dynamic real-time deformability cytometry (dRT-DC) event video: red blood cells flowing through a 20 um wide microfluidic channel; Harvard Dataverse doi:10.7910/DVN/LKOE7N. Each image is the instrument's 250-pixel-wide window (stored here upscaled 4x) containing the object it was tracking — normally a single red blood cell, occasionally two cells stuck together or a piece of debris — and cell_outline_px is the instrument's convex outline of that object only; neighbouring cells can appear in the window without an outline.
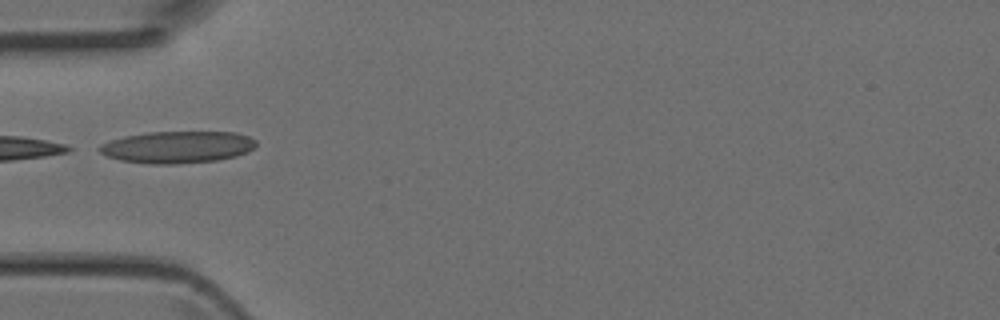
{"species": "Egyptian fruit bat (a non-hibernating species)", "species_latin": "Rousettus aegyptiacus", "temperature_condition": "room temperature", "stored_images_in_passage": 6, "camera_frame_rate_fps": 3000, "um_per_image_px": 0.085, "animal": {"sex": "female"}, "frame": {"image": 1, "passage_image": 4, "time_ms": 1.0, "image_size_px": [1000, 320], "cell_outline_px": [[256, 144], [248, 152], [236, 156], [216, 160], [176, 164], [148, 164], [120, 160], [108, 156], [100, 152], [96, 148], [100, 144], [124, 136], [148, 132], [236, 132], [248, 136], [256, 140]], "centroid_in_image_um": [15.07, 12.5], "position_along_channel_um": 69.9, "area_um2": 29.19}}
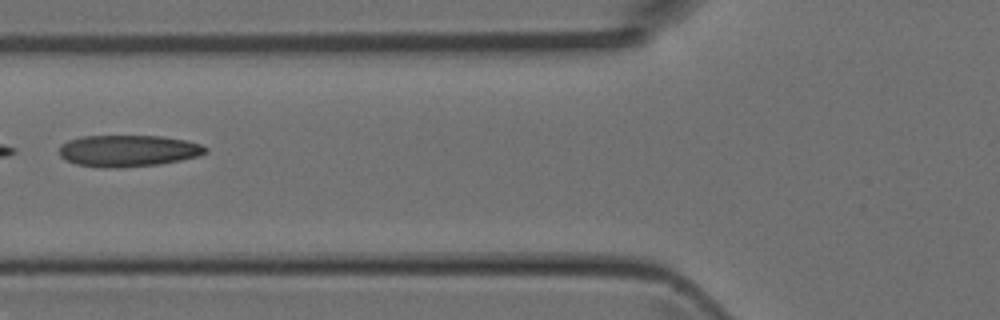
{"frame": {"image": 2, "passage_image": 5, "time_ms": 1.333, "image_size_px": [1000, 320], "cell_outline_px": [[208, 152], [196, 156], [180, 160], [160, 164], [116, 168], [100, 168], [76, 164], [64, 160], [60, 156], [60, 144], [68, 140], [80, 136], [160, 136], [184, 140], [200, 144], [208, 148]], "centroid_in_image_um": [10.84, 12.82], "position_along_channel_um": 115.0, "area_um2": 27.05}}
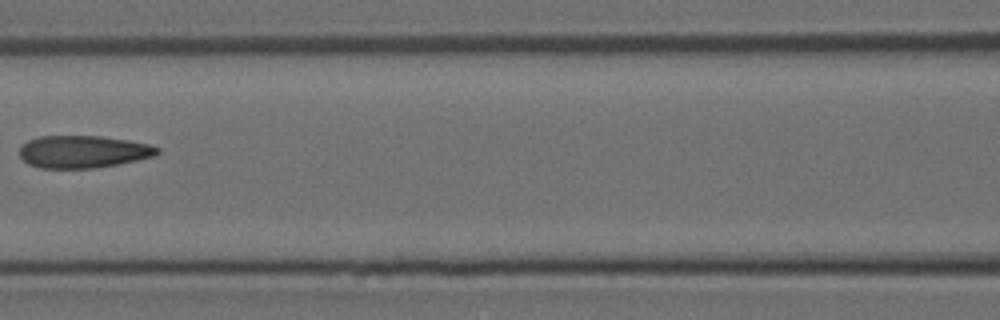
{"frame": {"image": 3, "passage_image": 6, "time_ms": 1.667, "image_size_px": [1000, 320], "cell_outline_px": [[160, 152], [156, 156], [116, 164], [92, 168], [40, 168], [28, 164], [20, 156], [20, 148], [28, 140], [40, 136], [100, 136], [128, 140], [148, 144], [160, 148]], "centroid_in_image_um": [7.07, 12.89], "position_along_channel_um": 159.5, "area_um2": 25.89}}